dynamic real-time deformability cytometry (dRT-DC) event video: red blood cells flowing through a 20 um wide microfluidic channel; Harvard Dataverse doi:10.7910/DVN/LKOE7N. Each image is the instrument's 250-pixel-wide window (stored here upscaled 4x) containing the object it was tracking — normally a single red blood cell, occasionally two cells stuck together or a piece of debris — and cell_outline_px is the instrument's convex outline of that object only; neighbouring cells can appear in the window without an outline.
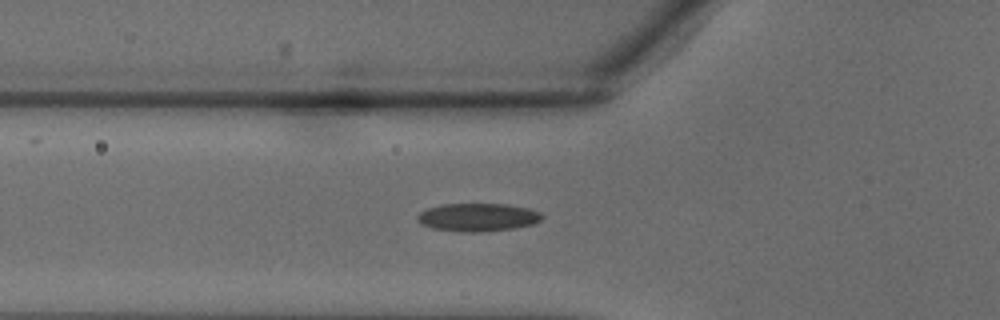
{"species": "common noctule bat (a hibernating species)", "species_latin": "Nyctalus noctula", "temperature_condition": "warm", "stored_images_in_passage": 28, "camera_frame_rate_fps": 3000, "um_per_image_px": 0.085, "animal": {"sex": "male", "body_mass_g": 18.8}, "frame": {"image": 1, "passage_image": 4, "time_ms": 1.0, "image_size_px": [1000, 320], "cell_outline_px": [[544, 216], [540, 220], [532, 224], [512, 228], [480, 232], [460, 232], [432, 228], [416, 220], [416, 216], [420, 212], [428, 208], [440, 204], [508, 204], [528, 208], [540, 212]], "centroid_in_image_um": [40.6, 18.46], "position_along_channel_um": 85.2, "area_um2": 20.35}}
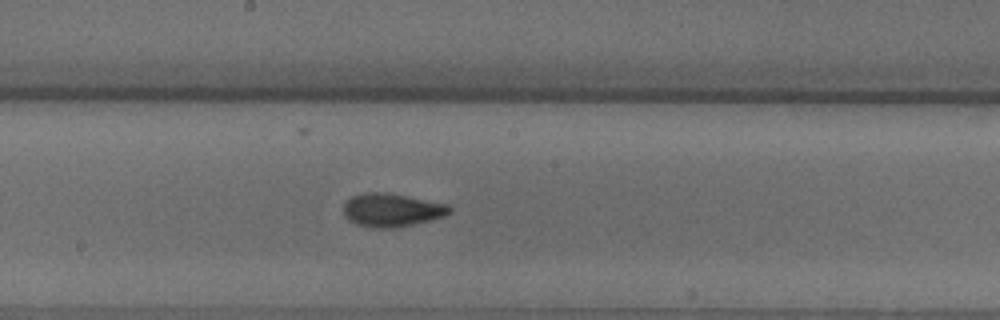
{"frame": {"image": 2, "passage_image": 11, "time_ms": 3.333, "image_size_px": [1000, 320], "cell_outline_px": [[452, 212], [444, 216], [412, 224], [388, 228], [380, 228], [356, 224], [348, 220], [344, 216], [344, 204], [352, 196], [364, 192], [384, 192], [448, 204], [452, 208]], "centroid_in_image_um": [33.29, 17.84], "position_along_channel_um": 214.9, "area_um2": 20.29}}
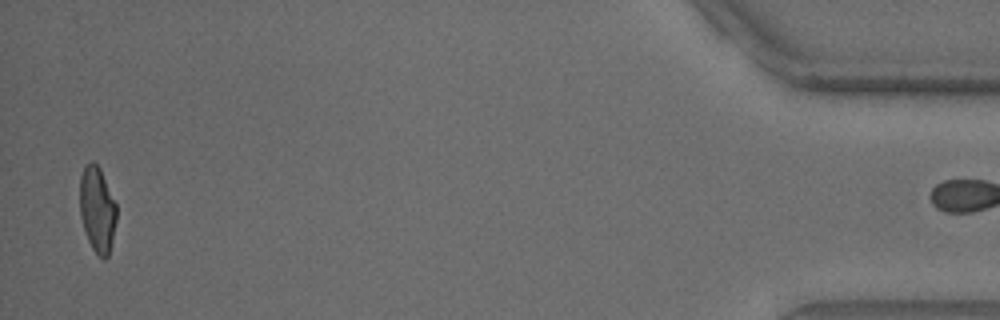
{"frame": {"image": 3, "passage_image": 27, "time_ms": 8.667, "image_size_px": [1000, 320], "cell_outline_px": [[116, 220], [112, 240], [108, 256], [104, 260], [92, 248], [88, 240], [80, 216], [80, 176], [84, 168], [92, 160], [100, 168], [116, 204]], "centroid_in_image_um": [8.26, 17.8], "position_along_channel_um": 426.9, "area_um2": 18.09}}